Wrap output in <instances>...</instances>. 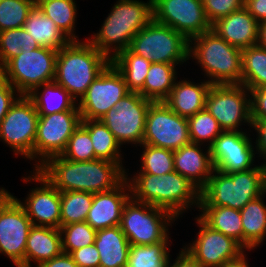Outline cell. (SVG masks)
I'll return each mask as SVG.
<instances>
[{"instance_id":"cell-1","label":"cell","mask_w":266,"mask_h":267,"mask_svg":"<svg viewBox=\"0 0 266 267\" xmlns=\"http://www.w3.org/2000/svg\"><path fill=\"white\" fill-rule=\"evenodd\" d=\"M60 192L83 191L92 194L114 189L125 179V171L105 159L71 161L61 155L47 159L36 169Z\"/></svg>"},{"instance_id":"cell-2","label":"cell","mask_w":266,"mask_h":267,"mask_svg":"<svg viewBox=\"0 0 266 267\" xmlns=\"http://www.w3.org/2000/svg\"><path fill=\"white\" fill-rule=\"evenodd\" d=\"M127 176L125 173L131 198L136 201L164 208L177 219L193 205L199 208L200 190L176 171L159 176L152 174H135L132 178Z\"/></svg>"},{"instance_id":"cell-3","label":"cell","mask_w":266,"mask_h":267,"mask_svg":"<svg viewBox=\"0 0 266 267\" xmlns=\"http://www.w3.org/2000/svg\"><path fill=\"white\" fill-rule=\"evenodd\" d=\"M116 2L101 29L93 37L87 38L110 60L128 49L132 38L153 19V0H148L147 3L139 0Z\"/></svg>"},{"instance_id":"cell-4","label":"cell","mask_w":266,"mask_h":267,"mask_svg":"<svg viewBox=\"0 0 266 267\" xmlns=\"http://www.w3.org/2000/svg\"><path fill=\"white\" fill-rule=\"evenodd\" d=\"M110 63L88 40L70 41L57 52L54 81L78 101Z\"/></svg>"},{"instance_id":"cell-5","label":"cell","mask_w":266,"mask_h":267,"mask_svg":"<svg viewBox=\"0 0 266 267\" xmlns=\"http://www.w3.org/2000/svg\"><path fill=\"white\" fill-rule=\"evenodd\" d=\"M212 174L200 191L199 206H225L241 210L266 192V167L262 164L231 174L214 169Z\"/></svg>"},{"instance_id":"cell-6","label":"cell","mask_w":266,"mask_h":267,"mask_svg":"<svg viewBox=\"0 0 266 267\" xmlns=\"http://www.w3.org/2000/svg\"><path fill=\"white\" fill-rule=\"evenodd\" d=\"M241 52L212 29L189 40V58L197 60L212 85L241 84Z\"/></svg>"},{"instance_id":"cell-7","label":"cell","mask_w":266,"mask_h":267,"mask_svg":"<svg viewBox=\"0 0 266 267\" xmlns=\"http://www.w3.org/2000/svg\"><path fill=\"white\" fill-rule=\"evenodd\" d=\"M177 218L164 208L142 203L131 197L124 204L120 228L131 245L163 242L169 227Z\"/></svg>"},{"instance_id":"cell-8","label":"cell","mask_w":266,"mask_h":267,"mask_svg":"<svg viewBox=\"0 0 266 267\" xmlns=\"http://www.w3.org/2000/svg\"><path fill=\"white\" fill-rule=\"evenodd\" d=\"M129 49L151 63L181 65L189 59V40L154 19L132 38Z\"/></svg>"},{"instance_id":"cell-9","label":"cell","mask_w":266,"mask_h":267,"mask_svg":"<svg viewBox=\"0 0 266 267\" xmlns=\"http://www.w3.org/2000/svg\"><path fill=\"white\" fill-rule=\"evenodd\" d=\"M57 52L46 47L22 51L0 69V76L18 94L27 96L36 87L54 81Z\"/></svg>"},{"instance_id":"cell-10","label":"cell","mask_w":266,"mask_h":267,"mask_svg":"<svg viewBox=\"0 0 266 267\" xmlns=\"http://www.w3.org/2000/svg\"><path fill=\"white\" fill-rule=\"evenodd\" d=\"M205 108L223 131H242L243 123L252 127L250 91L243 84L212 85Z\"/></svg>"},{"instance_id":"cell-11","label":"cell","mask_w":266,"mask_h":267,"mask_svg":"<svg viewBox=\"0 0 266 267\" xmlns=\"http://www.w3.org/2000/svg\"><path fill=\"white\" fill-rule=\"evenodd\" d=\"M32 222L24 208L4 188H0V253L16 267H25V248Z\"/></svg>"},{"instance_id":"cell-12","label":"cell","mask_w":266,"mask_h":267,"mask_svg":"<svg viewBox=\"0 0 266 267\" xmlns=\"http://www.w3.org/2000/svg\"><path fill=\"white\" fill-rule=\"evenodd\" d=\"M39 114L32 100L20 95L9 108L0 125V139L15 152L33 160Z\"/></svg>"},{"instance_id":"cell-13","label":"cell","mask_w":266,"mask_h":267,"mask_svg":"<svg viewBox=\"0 0 266 267\" xmlns=\"http://www.w3.org/2000/svg\"><path fill=\"white\" fill-rule=\"evenodd\" d=\"M81 121L79 111L39 115L33 147V160H39H36V164H34L35 169L47 159L59 156L65 151L69 138L79 127Z\"/></svg>"},{"instance_id":"cell-14","label":"cell","mask_w":266,"mask_h":267,"mask_svg":"<svg viewBox=\"0 0 266 267\" xmlns=\"http://www.w3.org/2000/svg\"><path fill=\"white\" fill-rule=\"evenodd\" d=\"M153 101L138 92H130L119 103L100 118L112 132L117 142L142 144L146 114Z\"/></svg>"},{"instance_id":"cell-15","label":"cell","mask_w":266,"mask_h":267,"mask_svg":"<svg viewBox=\"0 0 266 267\" xmlns=\"http://www.w3.org/2000/svg\"><path fill=\"white\" fill-rule=\"evenodd\" d=\"M190 143L188 119L173 112L164 101L152 102L146 114L142 144L175 151Z\"/></svg>"},{"instance_id":"cell-16","label":"cell","mask_w":266,"mask_h":267,"mask_svg":"<svg viewBox=\"0 0 266 267\" xmlns=\"http://www.w3.org/2000/svg\"><path fill=\"white\" fill-rule=\"evenodd\" d=\"M129 93L122 74L110 63L78 100L81 119L100 120Z\"/></svg>"},{"instance_id":"cell-17","label":"cell","mask_w":266,"mask_h":267,"mask_svg":"<svg viewBox=\"0 0 266 267\" xmlns=\"http://www.w3.org/2000/svg\"><path fill=\"white\" fill-rule=\"evenodd\" d=\"M153 19L188 40L212 29L201 0H153Z\"/></svg>"},{"instance_id":"cell-18","label":"cell","mask_w":266,"mask_h":267,"mask_svg":"<svg viewBox=\"0 0 266 267\" xmlns=\"http://www.w3.org/2000/svg\"><path fill=\"white\" fill-rule=\"evenodd\" d=\"M251 139L246 131H223L209 147L214 168L226 174L254 168L256 149Z\"/></svg>"},{"instance_id":"cell-19","label":"cell","mask_w":266,"mask_h":267,"mask_svg":"<svg viewBox=\"0 0 266 267\" xmlns=\"http://www.w3.org/2000/svg\"><path fill=\"white\" fill-rule=\"evenodd\" d=\"M197 238L184 247L203 267H221L226 261L239 257L244 247L235 239L209 227L199 216Z\"/></svg>"},{"instance_id":"cell-20","label":"cell","mask_w":266,"mask_h":267,"mask_svg":"<svg viewBox=\"0 0 266 267\" xmlns=\"http://www.w3.org/2000/svg\"><path fill=\"white\" fill-rule=\"evenodd\" d=\"M23 178L22 180L25 183L36 181V183L39 182L41 184L40 187L33 188L27 194L28 196L24 202L15 198L24 208L32 225L59 229L61 220L60 191L36 169H33L31 176Z\"/></svg>"},{"instance_id":"cell-21","label":"cell","mask_w":266,"mask_h":267,"mask_svg":"<svg viewBox=\"0 0 266 267\" xmlns=\"http://www.w3.org/2000/svg\"><path fill=\"white\" fill-rule=\"evenodd\" d=\"M126 190L130 192V187L124 179L112 190L93 194L86 222L95 230L119 226L124 204L131 197Z\"/></svg>"},{"instance_id":"cell-22","label":"cell","mask_w":266,"mask_h":267,"mask_svg":"<svg viewBox=\"0 0 266 267\" xmlns=\"http://www.w3.org/2000/svg\"><path fill=\"white\" fill-rule=\"evenodd\" d=\"M258 27L259 22L244 6L212 24L222 39L241 50L257 44Z\"/></svg>"},{"instance_id":"cell-23","label":"cell","mask_w":266,"mask_h":267,"mask_svg":"<svg viewBox=\"0 0 266 267\" xmlns=\"http://www.w3.org/2000/svg\"><path fill=\"white\" fill-rule=\"evenodd\" d=\"M200 144L190 143L173 151L174 171L187 178L200 191L206 186L214 171L210 148L203 153Z\"/></svg>"},{"instance_id":"cell-24","label":"cell","mask_w":266,"mask_h":267,"mask_svg":"<svg viewBox=\"0 0 266 267\" xmlns=\"http://www.w3.org/2000/svg\"><path fill=\"white\" fill-rule=\"evenodd\" d=\"M200 83L185 78L176 81L164 103L180 116L188 118L195 115L205 108L206 97L212 86L208 80Z\"/></svg>"},{"instance_id":"cell-25","label":"cell","mask_w":266,"mask_h":267,"mask_svg":"<svg viewBox=\"0 0 266 267\" xmlns=\"http://www.w3.org/2000/svg\"><path fill=\"white\" fill-rule=\"evenodd\" d=\"M61 232L58 228L32 226L25 248V267L51 260L62 253Z\"/></svg>"},{"instance_id":"cell-26","label":"cell","mask_w":266,"mask_h":267,"mask_svg":"<svg viewBox=\"0 0 266 267\" xmlns=\"http://www.w3.org/2000/svg\"><path fill=\"white\" fill-rule=\"evenodd\" d=\"M94 245L99 251V267H126L130 243L120 226L96 230Z\"/></svg>"},{"instance_id":"cell-27","label":"cell","mask_w":266,"mask_h":267,"mask_svg":"<svg viewBox=\"0 0 266 267\" xmlns=\"http://www.w3.org/2000/svg\"><path fill=\"white\" fill-rule=\"evenodd\" d=\"M42 88L43 90H41ZM27 96L34 103L39 115H50L62 111H79L78 102L76 103L75 98L55 81L36 87Z\"/></svg>"},{"instance_id":"cell-28","label":"cell","mask_w":266,"mask_h":267,"mask_svg":"<svg viewBox=\"0 0 266 267\" xmlns=\"http://www.w3.org/2000/svg\"><path fill=\"white\" fill-rule=\"evenodd\" d=\"M23 27L40 47L59 51L71 41L36 4L28 13Z\"/></svg>"},{"instance_id":"cell-29","label":"cell","mask_w":266,"mask_h":267,"mask_svg":"<svg viewBox=\"0 0 266 267\" xmlns=\"http://www.w3.org/2000/svg\"><path fill=\"white\" fill-rule=\"evenodd\" d=\"M266 192L251 200L241 210L243 247L249 251L266 239V205L263 201Z\"/></svg>"},{"instance_id":"cell-30","label":"cell","mask_w":266,"mask_h":267,"mask_svg":"<svg viewBox=\"0 0 266 267\" xmlns=\"http://www.w3.org/2000/svg\"><path fill=\"white\" fill-rule=\"evenodd\" d=\"M199 217L212 229L235 239L243 246L240 210L225 206H199Z\"/></svg>"},{"instance_id":"cell-31","label":"cell","mask_w":266,"mask_h":267,"mask_svg":"<svg viewBox=\"0 0 266 267\" xmlns=\"http://www.w3.org/2000/svg\"><path fill=\"white\" fill-rule=\"evenodd\" d=\"M175 68L174 64L151 63L143 88L138 93L153 102L164 101L175 85Z\"/></svg>"},{"instance_id":"cell-32","label":"cell","mask_w":266,"mask_h":267,"mask_svg":"<svg viewBox=\"0 0 266 267\" xmlns=\"http://www.w3.org/2000/svg\"><path fill=\"white\" fill-rule=\"evenodd\" d=\"M81 125L89 132L95 156L117 163L125 172L122 164V149L112 132L100 120L82 119Z\"/></svg>"},{"instance_id":"cell-33","label":"cell","mask_w":266,"mask_h":267,"mask_svg":"<svg viewBox=\"0 0 266 267\" xmlns=\"http://www.w3.org/2000/svg\"><path fill=\"white\" fill-rule=\"evenodd\" d=\"M113 66L122 74L130 92H139L145 83L151 62L136 55L129 48L111 59Z\"/></svg>"},{"instance_id":"cell-34","label":"cell","mask_w":266,"mask_h":267,"mask_svg":"<svg viewBox=\"0 0 266 267\" xmlns=\"http://www.w3.org/2000/svg\"><path fill=\"white\" fill-rule=\"evenodd\" d=\"M35 4L71 41H79L74 34L77 21L75 0H35Z\"/></svg>"},{"instance_id":"cell-35","label":"cell","mask_w":266,"mask_h":267,"mask_svg":"<svg viewBox=\"0 0 266 267\" xmlns=\"http://www.w3.org/2000/svg\"><path fill=\"white\" fill-rule=\"evenodd\" d=\"M242 79L246 88L266 87V49L256 45L242 49Z\"/></svg>"},{"instance_id":"cell-36","label":"cell","mask_w":266,"mask_h":267,"mask_svg":"<svg viewBox=\"0 0 266 267\" xmlns=\"http://www.w3.org/2000/svg\"><path fill=\"white\" fill-rule=\"evenodd\" d=\"M169 236L150 245H131L126 267H168L170 261Z\"/></svg>"},{"instance_id":"cell-37","label":"cell","mask_w":266,"mask_h":267,"mask_svg":"<svg viewBox=\"0 0 266 267\" xmlns=\"http://www.w3.org/2000/svg\"><path fill=\"white\" fill-rule=\"evenodd\" d=\"M60 227L77 222H85L93 203V194L83 191L60 192Z\"/></svg>"},{"instance_id":"cell-38","label":"cell","mask_w":266,"mask_h":267,"mask_svg":"<svg viewBox=\"0 0 266 267\" xmlns=\"http://www.w3.org/2000/svg\"><path fill=\"white\" fill-rule=\"evenodd\" d=\"M39 47L24 27L0 32V69L22 51Z\"/></svg>"},{"instance_id":"cell-39","label":"cell","mask_w":266,"mask_h":267,"mask_svg":"<svg viewBox=\"0 0 266 267\" xmlns=\"http://www.w3.org/2000/svg\"><path fill=\"white\" fill-rule=\"evenodd\" d=\"M191 143L210 147L213 141L223 132L218 121L206 108L187 118Z\"/></svg>"},{"instance_id":"cell-40","label":"cell","mask_w":266,"mask_h":267,"mask_svg":"<svg viewBox=\"0 0 266 267\" xmlns=\"http://www.w3.org/2000/svg\"><path fill=\"white\" fill-rule=\"evenodd\" d=\"M144 151L141 154V167L136 174L163 175L174 171L173 151L147 144H141Z\"/></svg>"},{"instance_id":"cell-41","label":"cell","mask_w":266,"mask_h":267,"mask_svg":"<svg viewBox=\"0 0 266 267\" xmlns=\"http://www.w3.org/2000/svg\"><path fill=\"white\" fill-rule=\"evenodd\" d=\"M63 253L71 254L74 250L94 244L96 230L86 221L70 223L59 228Z\"/></svg>"},{"instance_id":"cell-42","label":"cell","mask_w":266,"mask_h":267,"mask_svg":"<svg viewBox=\"0 0 266 267\" xmlns=\"http://www.w3.org/2000/svg\"><path fill=\"white\" fill-rule=\"evenodd\" d=\"M35 0H0V32L24 26Z\"/></svg>"},{"instance_id":"cell-43","label":"cell","mask_w":266,"mask_h":267,"mask_svg":"<svg viewBox=\"0 0 266 267\" xmlns=\"http://www.w3.org/2000/svg\"><path fill=\"white\" fill-rule=\"evenodd\" d=\"M61 156L71 161H92L95 156L89 132L80 124L69 138L67 147Z\"/></svg>"},{"instance_id":"cell-44","label":"cell","mask_w":266,"mask_h":267,"mask_svg":"<svg viewBox=\"0 0 266 267\" xmlns=\"http://www.w3.org/2000/svg\"><path fill=\"white\" fill-rule=\"evenodd\" d=\"M208 21L215 23L218 19L237 11L244 6V0H201Z\"/></svg>"},{"instance_id":"cell-45","label":"cell","mask_w":266,"mask_h":267,"mask_svg":"<svg viewBox=\"0 0 266 267\" xmlns=\"http://www.w3.org/2000/svg\"><path fill=\"white\" fill-rule=\"evenodd\" d=\"M70 255L78 267H99V251L94 244L74 250Z\"/></svg>"},{"instance_id":"cell-46","label":"cell","mask_w":266,"mask_h":267,"mask_svg":"<svg viewBox=\"0 0 266 267\" xmlns=\"http://www.w3.org/2000/svg\"><path fill=\"white\" fill-rule=\"evenodd\" d=\"M252 122L266 120V87L250 90Z\"/></svg>"},{"instance_id":"cell-47","label":"cell","mask_w":266,"mask_h":267,"mask_svg":"<svg viewBox=\"0 0 266 267\" xmlns=\"http://www.w3.org/2000/svg\"><path fill=\"white\" fill-rule=\"evenodd\" d=\"M17 96H20L18 91L11 85L10 82L4 80L0 76V125L8 113L9 108L18 98Z\"/></svg>"},{"instance_id":"cell-48","label":"cell","mask_w":266,"mask_h":267,"mask_svg":"<svg viewBox=\"0 0 266 267\" xmlns=\"http://www.w3.org/2000/svg\"><path fill=\"white\" fill-rule=\"evenodd\" d=\"M256 130L257 138H256V154L258 151L259 156L262 157V159H265L264 163H262L263 166L266 167V120H258L256 122H252V127Z\"/></svg>"},{"instance_id":"cell-49","label":"cell","mask_w":266,"mask_h":267,"mask_svg":"<svg viewBox=\"0 0 266 267\" xmlns=\"http://www.w3.org/2000/svg\"><path fill=\"white\" fill-rule=\"evenodd\" d=\"M244 7L259 23L266 21V0H244Z\"/></svg>"},{"instance_id":"cell-50","label":"cell","mask_w":266,"mask_h":267,"mask_svg":"<svg viewBox=\"0 0 266 267\" xmlns=\"http://www.w3.org/2000/svg\"><path fill=\"white\" fill-rule=\"evenodd\" d=\"M38 267H78V265L70 254L62 252L59 256L41 263Z\"/></svg>"},{"instance_id":"cell-51","label":"cell","mask_w":266,"mask_h":267,"mask_svg":"<svg viewBox=\"0 0 266 267\" xmlns=\"http://www.w3.org/2000/svg\"><path fill=\"white\" fill-rule=\"evenodd\" d=\"M181 249V252L174 260L175 262L172 264L169 261L168 267H203L188 251L183 247Z\"/></svg>"},{"instance_id":"cell-52","label":"cell","mask_w":266,"mask_h":267,"mask_svg":"<svg viewBox=\"0 0 266 267\" xmlns=\"http://www.w3.org/2000/svg\"><path fill=\"white\" fill-rule=\"evenodd\" d=\"M246 254L243 252L239 257L226 261L221 267H249Z\"/></svg>"},{"instance_id":"cell-53","label":"cell","mask_w":266,"mask_h":267,"mask_svg":"<svg viewBox=\"0 0 266 267\" xmlns=\"http://www.w3.org/2000/svg\"><path fill=\"white\" fill-rule=\"evenodd\" d=\"M257 45L266 49V21L259 23Z\"/></svg>"}]
</instances>
